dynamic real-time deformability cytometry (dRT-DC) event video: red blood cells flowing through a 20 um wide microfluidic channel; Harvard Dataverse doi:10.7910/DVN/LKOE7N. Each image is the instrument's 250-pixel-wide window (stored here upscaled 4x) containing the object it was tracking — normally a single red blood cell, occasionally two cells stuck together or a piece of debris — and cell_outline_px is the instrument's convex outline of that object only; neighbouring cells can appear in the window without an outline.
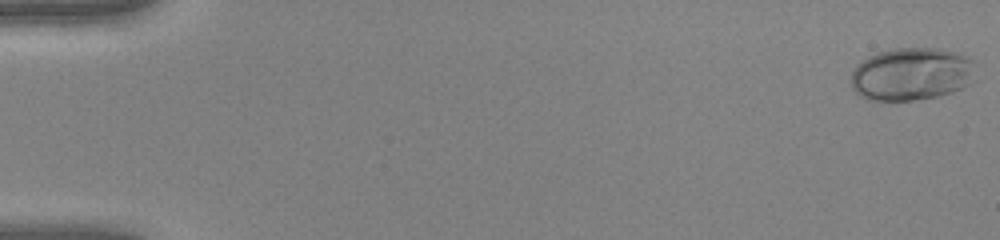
{"species": "human", "species_latin": "Homo sapiens", "temperature_condition": "warm", "stored_images_in_passage": 49, "camera_frame_rate_fps": 3000, "um_per_image_px": 0.085, "donor": {"sex": "female"}, "frame": {"image": 1, "passage_image": 1, "time_ms": 0.0, "image_size_px": [1000, 240], "cell_outline_px": [[976, 80], [952, 92], [936, 96], [912, 100], [868, 100], [860, 96], [852, 88], [852, 72], [856, 64], [868, 56], [880, 52], [896, 48], [936, 48], [956, 52], [968, 56], [972, 60]], "centroid_in_image_um": [77.49, 6.29], "position_along_channel_um": 7.5, "area_um2": 38.44}}
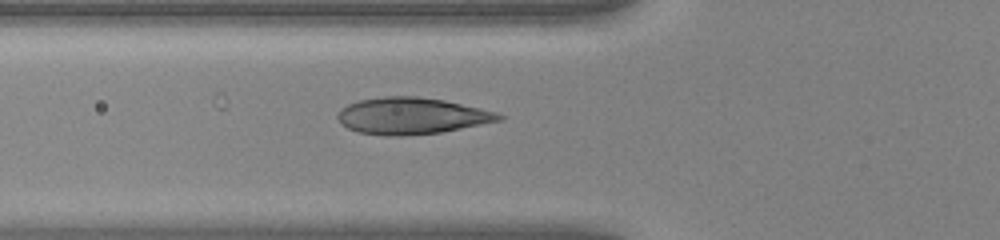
{"frame": {"image": 2, "passage_image": 19, "time_ms": 6.0, "image_size_px": [1000, 240], "cell_outline_px": [[504, 120], [440, 132], [400, 136], [384, 136], [356, 132], [348, 128], [336, 116], [340, 108], [348, 104], [360, 100], [384, 96], [416, 96], [444, 100], [496, 112], [504, 116]], "centroid_in_image_um": [34.97, 9.85], "position_along_channel_um": 90.8, "area_um2": 34.28}}
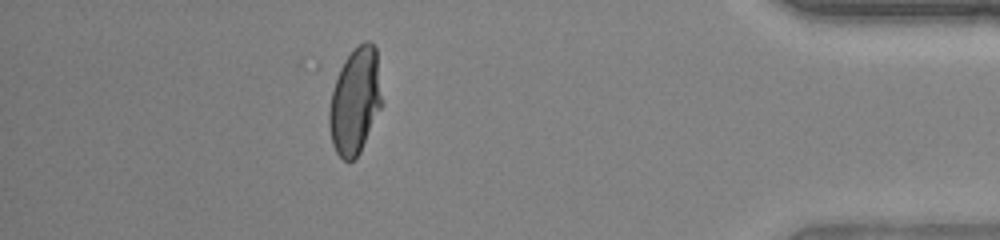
{"frame": {"image": 3, "passage_image": 44, "time_ms": 14.333, "image_size_px": [1000, 240], "cell_outline_px": [[384, 104], [360, 152], [352, 160], [344, 160], [336, 152], [332, 144], [328, 124], [328, 112], [332, 92], [340, 68], [344, 60], [364, 40], [368, 40], [376, 48]], "centroid_in_image_um": [30.21, 8.6], "position_along_channel_um": 405.0, "area_um2": 32.89}, "authors_computed_cell_mechanics": {"area_um2": 33.3506, "velocity_mm_per_s": 4.2658, "shape_relaxation_time_tau1_ms": 5.6812, "shape_relaxation_time_tau2_ms": null, "deformation_change_tau1": 0.2763, "deformation_change_tau2": null}}